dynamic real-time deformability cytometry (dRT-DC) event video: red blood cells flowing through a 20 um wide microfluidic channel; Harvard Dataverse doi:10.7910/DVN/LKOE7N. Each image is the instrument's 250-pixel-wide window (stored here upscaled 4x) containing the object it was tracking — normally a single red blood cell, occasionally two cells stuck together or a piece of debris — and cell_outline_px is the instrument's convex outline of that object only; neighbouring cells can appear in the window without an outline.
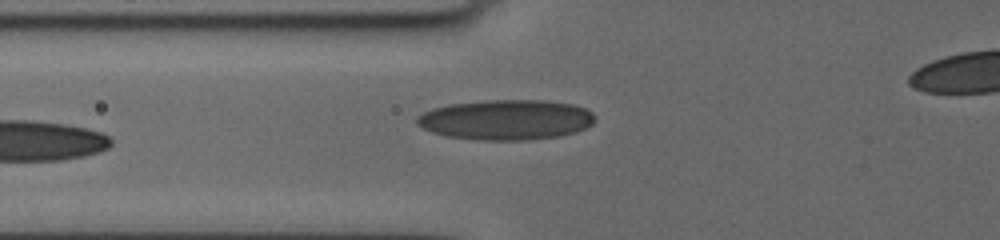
{"species": "human", "species_latin": "Homo sapiens", "temperature_condition": "cold", "stored_images_in_passage": 4, "camera_frame_rate_fps": 3000, "um_per_image_px": 0.085, "donor": {"sex": "female"}, "frame": {"image": 1, "passage_image": 4, "time_ms": 1.667, "image_size_px": [1000, 240], "cell_outline_px": [[592, 124], [576, 132], [560, 136], [524, 140], [476, 140], [448, 136], [432, 132], [416, 124], [416, 116], [432, 108], [448, 104], [488, 100], [544, 100], [576, 104], [588, 108], [592, 112]], "centroid_in_image_um": [43.01, 10.17], "position_along_channel_um": 82.8, "area_um2": 41.85}}